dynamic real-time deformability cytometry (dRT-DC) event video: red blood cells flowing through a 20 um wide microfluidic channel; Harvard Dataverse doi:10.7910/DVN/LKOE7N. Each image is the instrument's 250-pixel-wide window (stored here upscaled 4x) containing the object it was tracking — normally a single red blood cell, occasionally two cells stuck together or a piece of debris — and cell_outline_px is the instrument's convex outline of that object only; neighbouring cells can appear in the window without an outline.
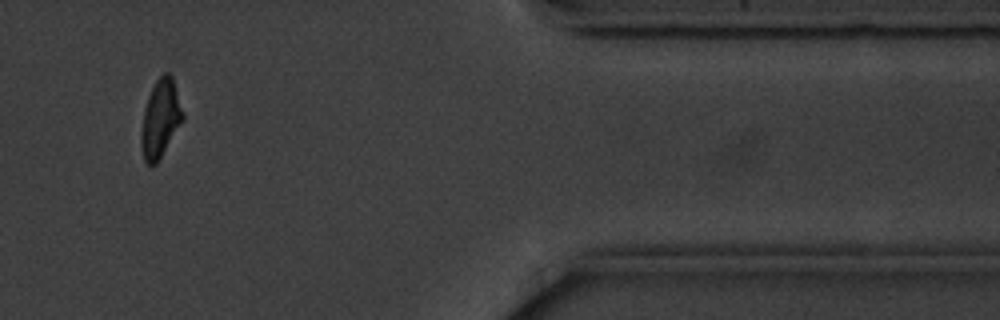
{"species": "common noctule bat (a hibernating species)", "species_latin": "Nyctalus noctula", "temperature_condition": "cold", "stored_images_in_passage": 12, "camera_frame_rate_fps": 3000, "um_per_image_px": 0.085, "animal": {"sex": "male", "body_mass_g": 20.1, "forearm_length_mm": 53.5}, "frame": {"image": 1, "passage_image": 10, "time_ms": 11.333, "image_size_px": [1000, 320], "cell_outline_px": [[184, 120], [156, 164], [148, 164], [144, 160], [140, 148], [140, 132], [144, 108], [148, 96], [156, 80], [164, 72], [168, 72], [172, 76], [184, 112]], "centroid_in_image_um": [13.63, 10.08], "position_along_channel_um": 397.8, "area_um2": 19.07}, "authors_computed_cell_mechanics": {"area_um2": 19.652, "velocity_mm_per_s": 3.548, "shape_relaxation_time_tau1_ms": 2.112, "shape_relaxation_time_tau2_ms": null, "deformation_change_tau1": 0.1237, "deformation_change_tau2": null}}